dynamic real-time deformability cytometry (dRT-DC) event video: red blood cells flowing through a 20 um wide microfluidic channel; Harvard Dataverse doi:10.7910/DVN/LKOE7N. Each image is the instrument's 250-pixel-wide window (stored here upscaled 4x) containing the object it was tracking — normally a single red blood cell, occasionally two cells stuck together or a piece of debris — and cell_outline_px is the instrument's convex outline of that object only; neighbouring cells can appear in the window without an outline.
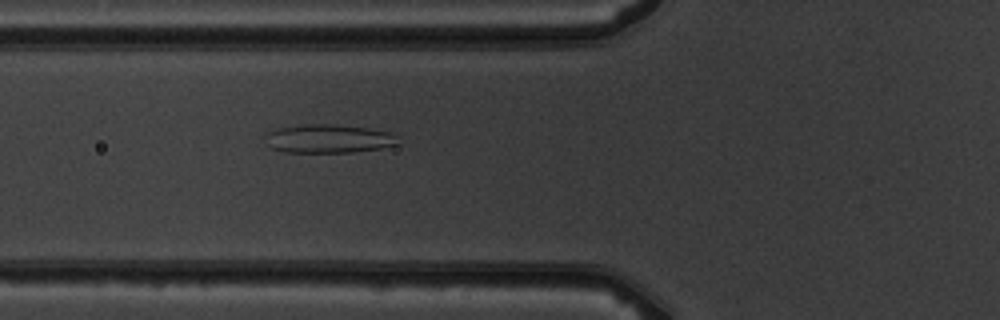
{"species": "common noctule bat (a hibernating species)", "species_latin": "Nyctalus noctula", "temperature_condition": "warm", "stored_images_in_passage": 6, "camera_frame_rate_fps": 3000, "um_per_image_px": 0.085, "animal": {"sex": "male", "body_mass_g": 19.5, "forearm_length_mm": 54.6}, "frame": {"image": 1, "passage_image": 6, "time_ms": 5.667, "image_size_px": [1000, 320], "cell_outline_px": [[400, 144], [380, 148], [352, 152], [284, 152], [268, 148], [264, 136], [264, 132], [280, 128], [304, 124], [328, 124], [368, 128], [388, 132]], "centroid_in_image_um": [27.81, 11.79], "position_along_channel_um": 98.0, "area_um2": 22.02}}